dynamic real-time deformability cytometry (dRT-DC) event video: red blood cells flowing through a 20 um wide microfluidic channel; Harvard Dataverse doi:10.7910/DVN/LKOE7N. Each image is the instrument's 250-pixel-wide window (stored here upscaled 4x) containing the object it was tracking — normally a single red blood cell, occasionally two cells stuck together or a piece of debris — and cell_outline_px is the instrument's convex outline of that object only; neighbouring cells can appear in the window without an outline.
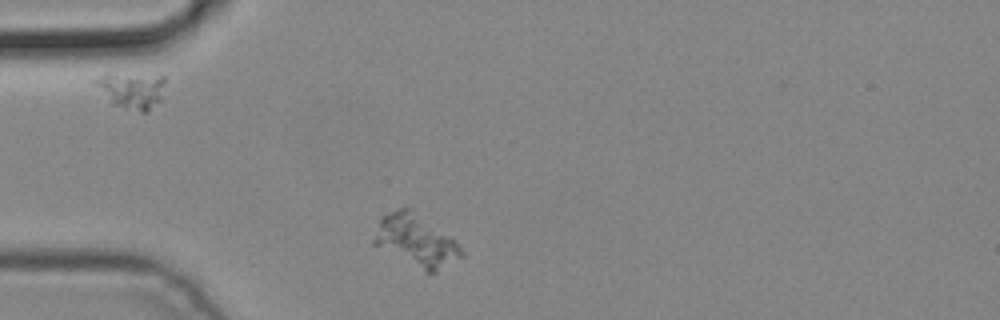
{"species": "common noctule bat (a hibernating species)", "species_latin": "Nyctalus noctula", "temperature_condition": "cold", "stored_images_in_passage": 2, "camera_frame_rate_fps": 3000, "um_per_image_px": 0.085, "animal": {"sex": "male", "body_mass_g": 19.2, "forearm_length_mm": 51.8}, "frame": {"image": 1, "passage_image": 1, "time_ms": 0.0, "image_size_px": [1000, 320], "cell_outline_px": [[464, 256], [436, 272], [424, 272], [372, 244], [372, 240], [380, 216], [396, 208], [412, 208], [456, 240], [464, 252]], "centroid_in_image_um": [35.35, 20.44], "position_along_channel_um": 49.6, "area_um2": 26.76}}